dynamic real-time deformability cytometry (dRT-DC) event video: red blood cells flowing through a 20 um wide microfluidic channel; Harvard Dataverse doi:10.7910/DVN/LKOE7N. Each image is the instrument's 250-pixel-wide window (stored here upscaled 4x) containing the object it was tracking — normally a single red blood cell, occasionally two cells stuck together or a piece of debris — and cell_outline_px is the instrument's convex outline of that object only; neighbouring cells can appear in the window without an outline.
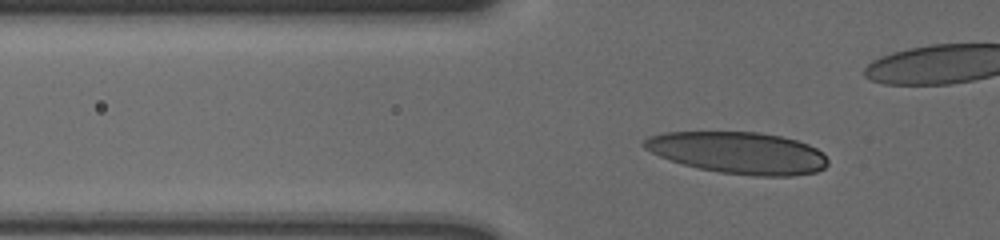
{"species": "human", "species_latin": "Homo sapiens", "temperature_condition": "cold", "stored_images_in_passage": 43, "camera_frame_rate_fps": 3000, "um_per_image_px": 0.085, "donor": {"sex": "male"}, "frame": {"image": 1, "passage_image": 12, "time_ms": 3.667, "image_size_px": [1000, 240], "cell_outline_px": [[828, 164], [824, 168], [816, 172], [792, 176], [756, 176], [720, 172], [700, 168], [684, 164], [660, 156], [644, 148], [644, 140], [648, 136], [664, 132], [760, 132], [780, 136], [796, 140], [808, 144], [824, 152], [828, 160]], "centroid_in_image_um": [62.81, 12.98], "position_along_channel_um": 63.0, "area_um2": 44.62}}
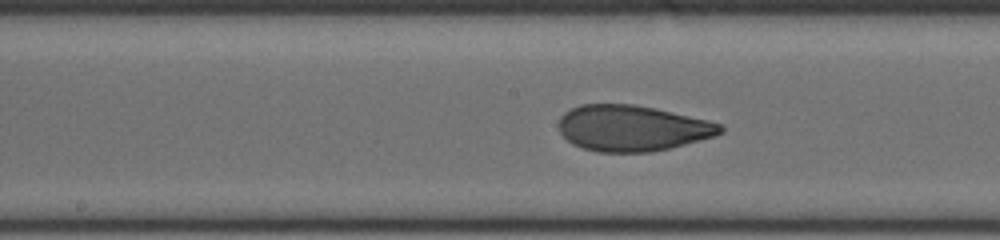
{"frame": {"image": 2, "passage_image": 24, "time_ms": 7.667, "image_size_px": [1000, 240], "cell_outline_px": [[724, 132], [716, 136], [652, 152], [596, 152], [572, 144], [560, 132], [560, 116], [564, 112], [580, 104], [632, 104], [656, 108], [708, 120], [724, 124]], "centroid_in_image_um": [53.77, 10.89], "position_along_channel_um": 194.4, "area_um2": 43.29}}
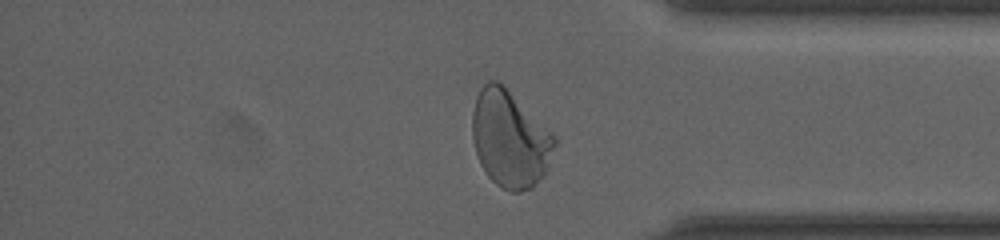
{"frame": {"image": 3, "passage_image": 41, "time_ms": 13.333, "image_size_px": [1000, 240], "cell_outline_px": [[556, 144], [544, 176], [532, 188], [520, 192], [512, 192], [496, 184], [488, 176], [480, 164], [476, 152], [472, 136], [472, 112], [476, 96], [480, 88], [488, 80], [496, 80], [504, 84], [556, 136]], "centroid_in_image_um": [43.34, 11.79], "position_along_channel_um": 391.9, "area_um2": 46.7}}